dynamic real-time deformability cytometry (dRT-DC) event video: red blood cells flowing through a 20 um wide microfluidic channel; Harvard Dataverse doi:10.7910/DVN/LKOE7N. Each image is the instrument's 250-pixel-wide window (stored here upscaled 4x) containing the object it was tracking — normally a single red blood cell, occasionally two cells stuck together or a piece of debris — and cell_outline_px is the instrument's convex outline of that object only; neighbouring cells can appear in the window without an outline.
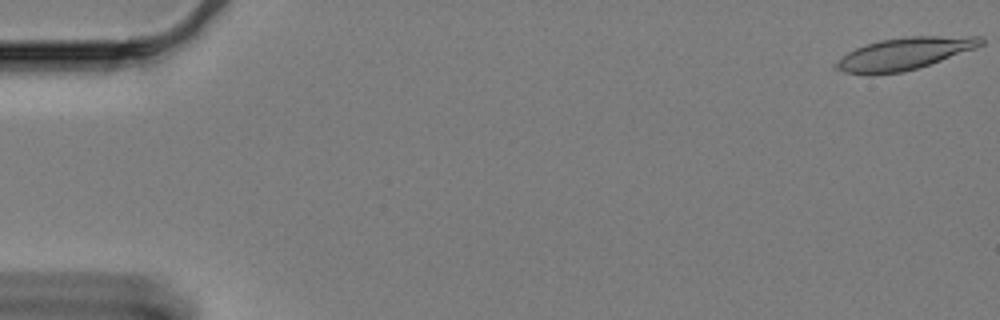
{"species": "Egyptian fruit bat (a non-hibernating species)", "species_latin": "Rousettus aegyptiacus", "temperature_condition": "cold", "stored_images_in_passage": 10, "camera_frame_rate_fps": 3000, "um_per_image_px": 0.085, "animal": {"sex": "female"}, "frame": {"image": 1, "passage_image": 1, "time_ms": 0.0, "image_size_px": [1000, 320], "cell_outline_px": [[984, 44], [976, 48], [904, 72], [872, 76], [868, 76], [844, 72], [832, 68], [832, 64], [848, 52], [856, 48], [880, 40], [904, 36], [984, 36]], "centroid_in_image_um": [76.82, 4.58], "position_along_channel_um": 8.2, "area_um2": 27.46}}